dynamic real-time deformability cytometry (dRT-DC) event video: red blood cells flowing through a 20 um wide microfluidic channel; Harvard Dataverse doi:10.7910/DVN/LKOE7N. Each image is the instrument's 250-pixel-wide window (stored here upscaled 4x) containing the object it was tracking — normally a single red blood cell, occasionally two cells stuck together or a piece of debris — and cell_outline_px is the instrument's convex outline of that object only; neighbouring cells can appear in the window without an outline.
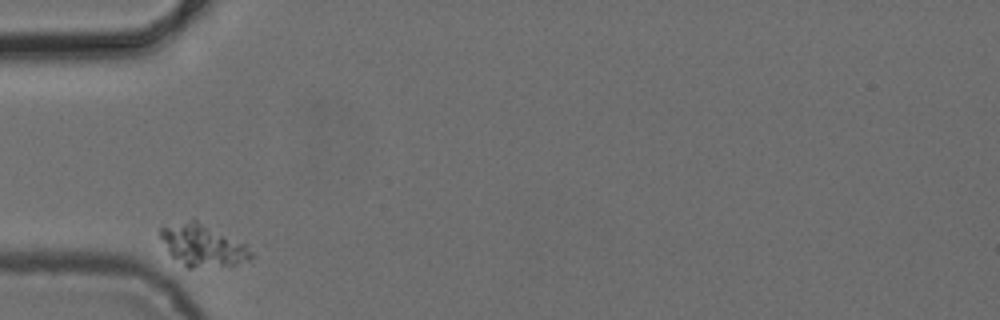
{"species": "common noctule bat (a hibernating species)", "species_latin": "Nyctalus noctula", "temperature_condition": "cold", "stored_images_in_passage": 3, "camera_frame_rate_fps": 3000, "um_per_image_px": 0.085, "animal": {"sex": "female", "body_mass_g": 24.6, "forearm_length_mm": 56.2}, "frame": {"image": 1, "passage_image": 1, "time_ms": 0.0, "image_size_px": [1000, 320], "cell_outline_px": [[256, 256], [248, 260], [236, 264], [192, 268], [188, 268], [172, 256], [168, 252], [160, 236], [160, 224], [192, 220], [196, 220], [244, 244]], "centroid_in_image_um": [17.17, 20.84], "position_along_channel_um": 67.8, "area_um2": 21.85}}
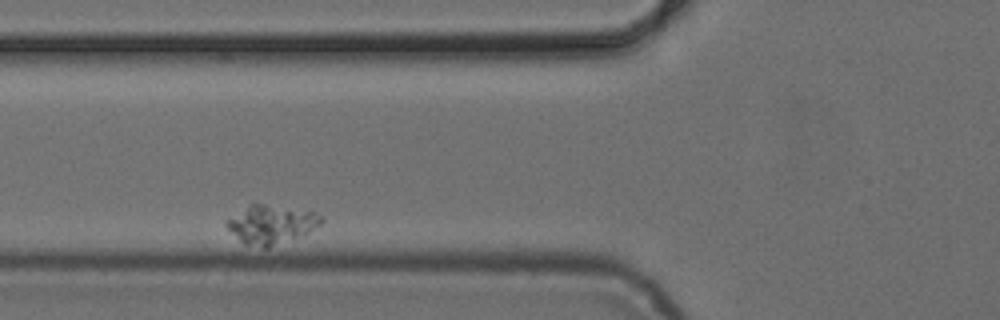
{"frame": {"image": 2, "passage_image": 2, "time_ms": 1.333, "image_size_px": [1000, 320], "cell_outline_px": [[324, 220], [320, 224], [308, 232], [268, 248], [264, 248], [244, 244], [224, 224], [224, 220], [248, 204], [264, 204], [312, 212], [324, 216]], "centroid_in_image_um": [23.0, 19.07], "position_along_channel_um": 102.8, "area_um2": 21.04}}
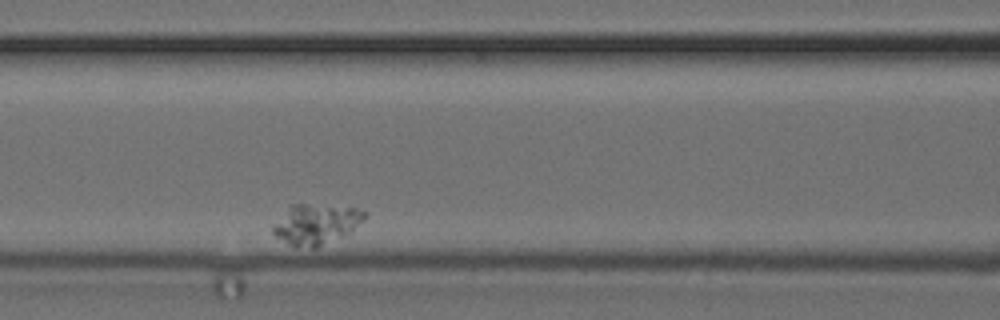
{"frame": {"image": 3, "passage_image": 3, "time_ms": 2.667, "image_size_px": [1000, 320], "cell_outline_px": [[368, 216], [352, 232], [316, 248], [312, 248], [288, 244], [276, 236], [272, 232], [272, 224], [292, 204], [308, 204], [356, 208], [368, 212]], "centroid_in_image_um": [26.89, 19.05], "position_along_channel_um": 139.7, "area_um2": 21.56}}